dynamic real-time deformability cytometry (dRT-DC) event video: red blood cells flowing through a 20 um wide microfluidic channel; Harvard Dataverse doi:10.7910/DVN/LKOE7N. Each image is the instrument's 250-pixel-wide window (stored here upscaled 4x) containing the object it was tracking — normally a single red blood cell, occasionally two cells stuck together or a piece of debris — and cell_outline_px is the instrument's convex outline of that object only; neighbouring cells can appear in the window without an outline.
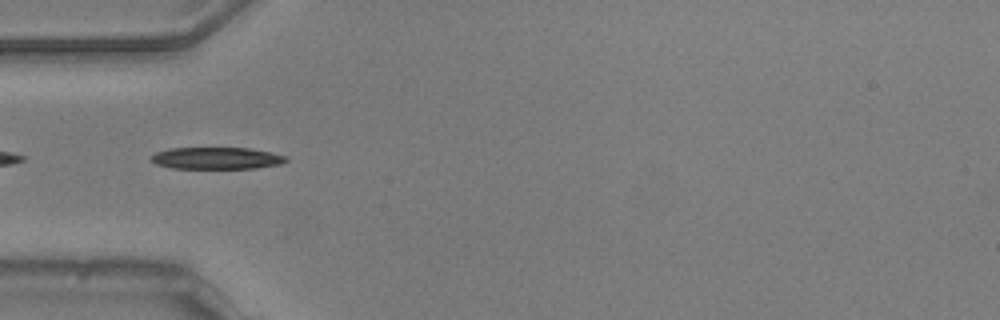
{"species": "common noctule bat (a hibernating species)", "species_latin": "Nyctalus noctula", "temperature_condition": "warm", "stored_images_in_passage": 8, "camera_frame_rate_fps": 3000, "um_per_image_px": 0.085, "animal": {"sex": "male", "body_mass_g": 20.5, "forearm_length_mm": 52.5}, "frame": {"image": 1, "passage_image": 6, "time_ms": 1.667, "image_size_px": [1000, 320], "cell_outline_px": [[288, 160], [280, 164], [256, 168], [172, 168], [156, 164], [152, 160], [152, 156], [156, 152], [168, 148], [248, 148], [272, 152], [288, 156]], "centroid_in_image_um": [18.45, 13.44], "position_along_channel_um": 66.6, "area_um2": 17.17}}